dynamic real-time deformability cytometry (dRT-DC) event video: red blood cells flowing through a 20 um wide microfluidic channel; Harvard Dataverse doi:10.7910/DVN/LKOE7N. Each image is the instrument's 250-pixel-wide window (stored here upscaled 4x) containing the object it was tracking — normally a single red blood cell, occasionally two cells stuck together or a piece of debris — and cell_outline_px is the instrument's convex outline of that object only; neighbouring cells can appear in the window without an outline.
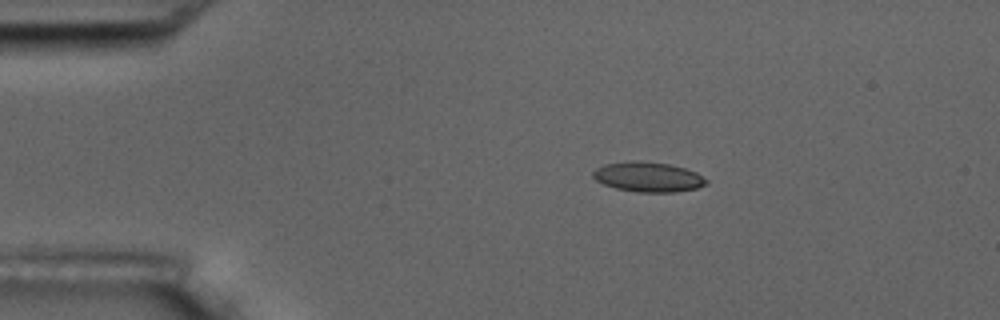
{"species": "common noctule bat (a hibernating species)", "species_latin": "Nyctalus noctula", "temperature_condition": "room temperature", "stored_images_in_passage": 4, "camera_frame_rate_fps": 3000, "um_per_image_px": 0.085, "animal": {"sex": "male", "body_mass_g": 17.5, "forearm_length_mm": 52.3}, "frame": {"image": 1, "passage_image": 2, "time_ms": 2.0, "image_size_px": [1000, 320], "cell_outline_px": [[708, 184], [696, 188], [676, 192], [636, 192], [616, 188], [604, 184], [596, 180], [592, 176], [592, 172], [596, 168], [604, 164], [632, 160], [640, 160], [668, 164], [684, 168], [696, 172], [708, 180]], "centroid_in_image_um": [55.08, 15.03], "position_along_channel_um": 29.9, "area_um2": 19.83}}
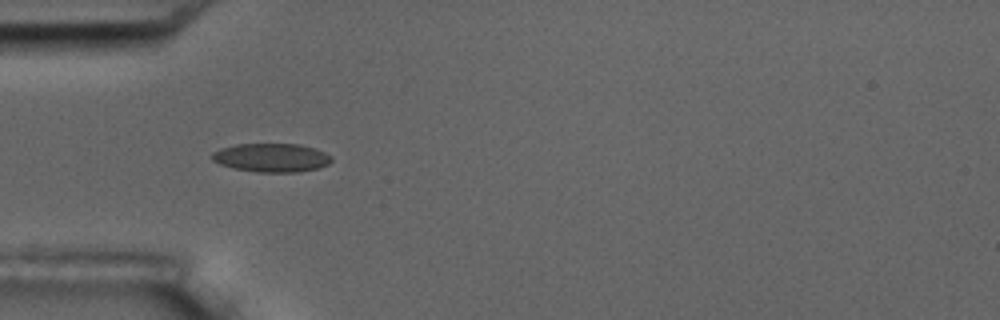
{"frame": {"image": 2, "passage_image": 4, "time_ms": 4.333, "image_size_px": [1000, 320], "cell_outline_px": [[332, 160], [328, 164], [316, 168], [296, 172], [256, 172], [232, 168], [220, 164], [212, 160], [212, 152], [220, 148], [236, 144], [300, 144], [324, 152], [332, 156]], "centroid_in_image_um": [23.04, 13.4], "position_along_channel_um": 62.0, "area_um2": 19.88}}